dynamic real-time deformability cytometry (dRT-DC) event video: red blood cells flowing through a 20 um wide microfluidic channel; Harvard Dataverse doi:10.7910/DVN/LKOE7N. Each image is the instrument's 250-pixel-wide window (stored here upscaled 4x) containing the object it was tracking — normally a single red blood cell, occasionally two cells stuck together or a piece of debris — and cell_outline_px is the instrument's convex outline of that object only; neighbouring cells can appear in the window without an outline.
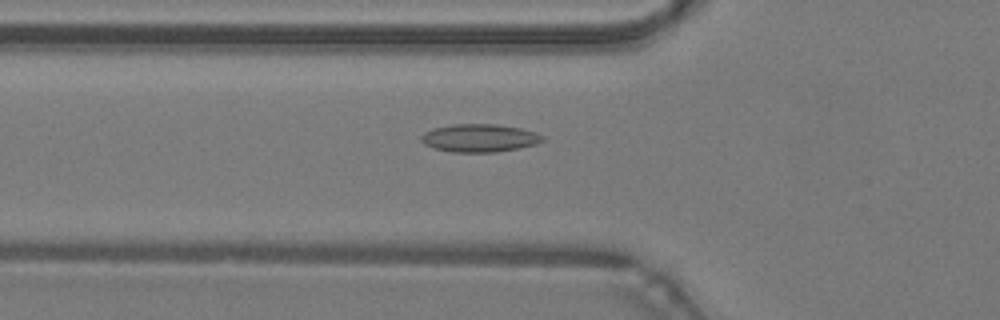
{"species": "common noctule bat (a hibernating species)", "species_latin": "Nyctalus noctula", "temperature_condition": "warm", "stored_images_in_passage": 48, "camera_frame_rate_fps": 3000, "um_per_image_px": 0.085, "animal": {"sex": "male", "body_mass_g": 19.2, "forearm_length_mm": 51.8}, "frame": {"image": 1, "passage_image": 17, "time_ms": 5.333, "image_size_px": [1000, 320], "cell_outline_px": [[544, 140], [536, 144], [520, 148], [496, 152], [452, 152], [436, 148], [424, 144], [420, 140], [420, 136], [424, 132], [432, 128], [452, 124], [496, 124], [520, 128], [536, 132], [544, 136]], "centroid_in_image_um": [40.76, 11.73], "position_along_channel_um": 85.0, "area_um2": 19.88}}
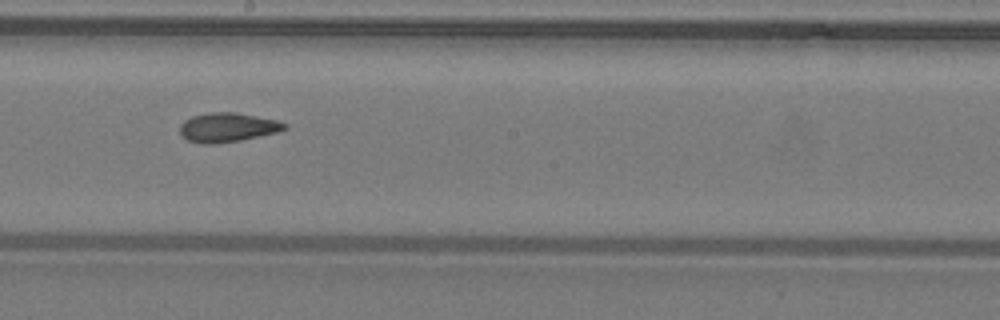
{"frame": {"image": 2, "passage_image": 27, "time_ms": 8.667, "image_size_px": [1000, 320], "cell_outline_px": [[288, 128], [276, 132], [240, 140], [212, 144], [200, 144], [188, 140], [180, 132], [180, 124], [184, 120], [192, 116], [208, 112], [236, 112], [276, 120], [288, 124]], "centroid_in_image_um": [19.32, 10.82], "position_along_channel_um": 228.9, "area_um2": 17.74}}
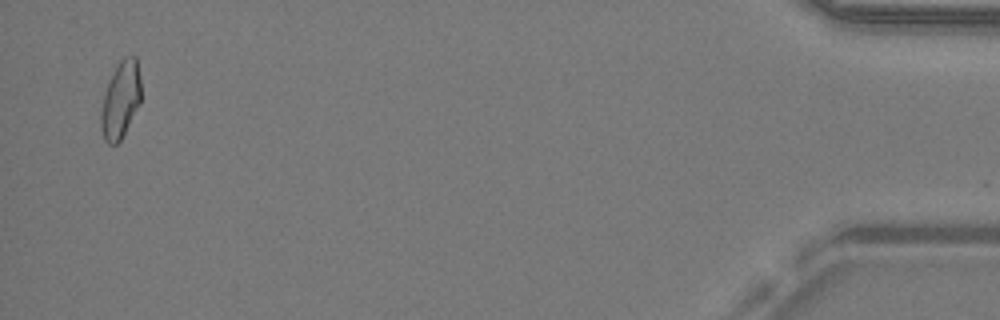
{"frame": {"image": 3, "passage_image": 47, "time_ms": 15.333, "image_size_px": [1000, 320], "cell_outline_px": [[140, 104], [120, 140], [116, 144], [108, 144], [104, 140], [100, 128], [100, 112], [104, 96], [108, 84], [120, 60], [124, 56], [136, 56], [140, 76]], "centroid_in_image_um": [10.25, 8.51], "position_along_channel_um": 425.0, "area_um2": 17.74}, "authors_computed_cell_mechanics": {"area_um2": 17.8602, "velocity_mm_per_s": 4.2848, "shape_relaxation_time_tau1_ms": null, "shape_relaxation_time_tau2_ms": 2.6908, "deformation_change_tau1": null, "deformation_change_tau2": 0.0908}}